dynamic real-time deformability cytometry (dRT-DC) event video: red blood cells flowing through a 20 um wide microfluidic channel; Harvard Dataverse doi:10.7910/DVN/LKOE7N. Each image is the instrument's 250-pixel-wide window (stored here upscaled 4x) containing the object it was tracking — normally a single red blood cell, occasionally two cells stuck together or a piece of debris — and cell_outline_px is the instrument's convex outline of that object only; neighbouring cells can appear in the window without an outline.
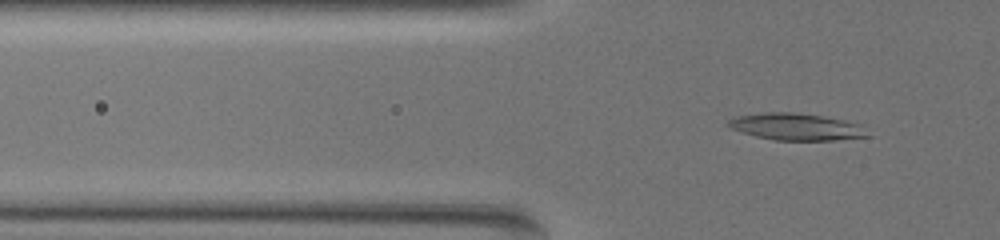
{"species": "common noctule bat (a hibernating species)", "species_latin": "Nyctalus noctula", "temperature_condition": "warm", "stored_images_in_passage": 62, "camera_frame_rate_fps": 3000, "um_per_image_px": 0.085, "animal": {"sex": "female", "body_mass_g": 19.5, "forearm_length_mm": 54.1}, "frame": {"image": 1, "passage_image": 23, "time_ms": 7.333, "image_size_px": [1000, 240], "cell_outline_px": [[868, 136], [832, 140], [776, 140], [756, 136], [732, 128], [724, 124], [728, 120], [736, 116], [764, 112], [792, 112], [820, 116], [844, 120], [860, 124]], "centroid_in_image_um": [67.62, 10.76], "position_along_channel_um": 58.2, "area_um2": 21.44}}
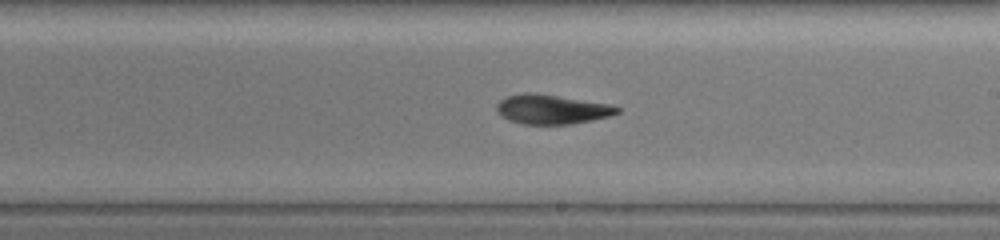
{"frame": {"image": 2, "passage_image": 40, "time_ms": 13.0, "image_size_px": [1000, 240], "cell_outline_px": [[620, 112], [608, 116], [592, 120], [572, 124], [520, 124], [508, 120], [496, 108], [496, 104], [500, 100], [508, 96], [524, 92], [528, 92], [556, 96], [608, 104], [620, 108]], "centroid_in_image_um": [46.88, 9.3], "position_along_channel_um": 242.1, "area_um2": 20.29}}
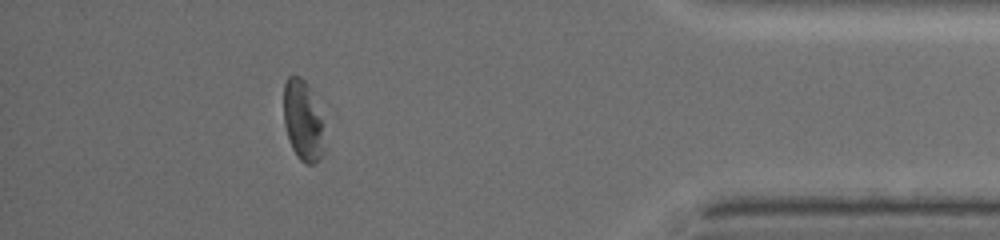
{"frame": {"image": 3, "passage_image": 57, "time_ms": 18.667, "image_size_px": [1000, 240], "cell_outline_px": [[324, 124], [320, 156], [316, 164], [304, 164], [300, 160], [292, 148], [288, 136], [284, 120], [284, 84], [288, 76], [300, 76], [308, 84]], "centroid_in_image_um": [25.73, 10.23], "position_along_channel_um": 409.5, "area_um2": 18.73}, "authors_computed_cell_mechanics": {"area_um2": 21.097, "velocity_mm_per_s": 3.5694, "shape_relaxation_time_tau1_ms": 7.7875, "shape_relaxation_time_tau2_ms": 2.6983, "deformation_change_tau1": 0.2375, "deformation_change_tau2": 0.1177}}